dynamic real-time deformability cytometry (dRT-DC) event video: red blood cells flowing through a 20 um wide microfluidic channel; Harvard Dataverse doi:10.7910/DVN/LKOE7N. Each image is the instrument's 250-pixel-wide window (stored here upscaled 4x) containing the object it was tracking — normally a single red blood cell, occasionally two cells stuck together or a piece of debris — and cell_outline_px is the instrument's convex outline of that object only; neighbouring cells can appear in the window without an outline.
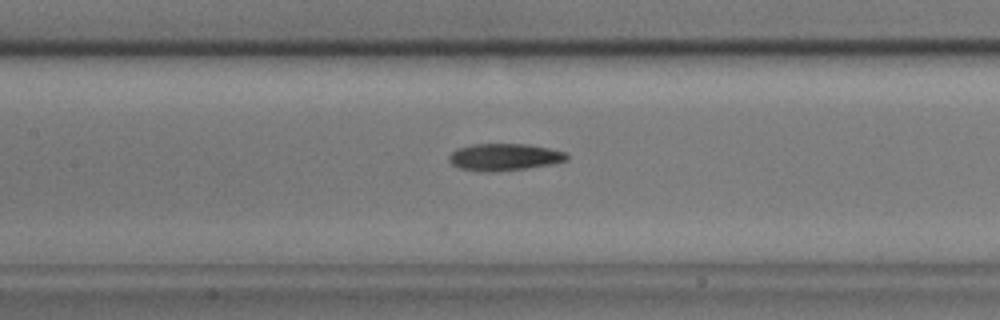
{"species": "common noctule bat (a hibernating species)", "species_latin": "Nyctalus noctula", "temperature_condition": "cold", "stored_images_in_passage": 32, "camera_frame_rate_fps": 3000, "um_per_image_px": 0.085, "animal": {"sex": "male", "body_mass_g": 17.9}, "frame": {"image": 1, "passage_image": 11, "time_ms": 3.333, "image_size_px": [1000, 320], "cell_outline_px": [[568, 160], [552, 164], [528, 168], [496, 172], [480, 172], [460, 168], [452, 164], [448, 160], [448, 156], [456, 148], [472, 144], [528, 144], [568, 152]], "centroid_in_image_um": [42.87, 13.35], "position_along_channel_um": 164.5, "area_um2": 18.84}}
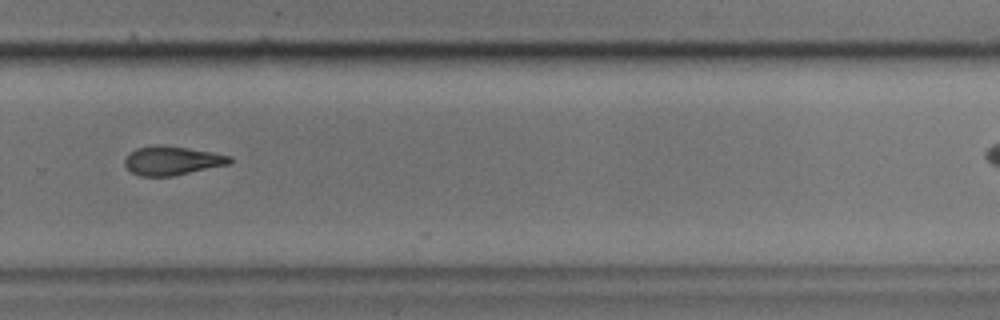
{"frame": {"image": 2, "passage_image": 24, "time_ms": 7.667, "image_size_px": [1000, 320], "cell_outline_px": [[232, 164], [172, 176], [140, 176], [132, 172], [124, 164], [124, 160], [128, 152], [136, 148], [152, 144], [156, 144], [188, 148], [212, 152], [232, 156]], "centroid_in_image_um": [14.63, 13.64], "position_along_channel_um": 315.2, "area_um2": 17.92}}
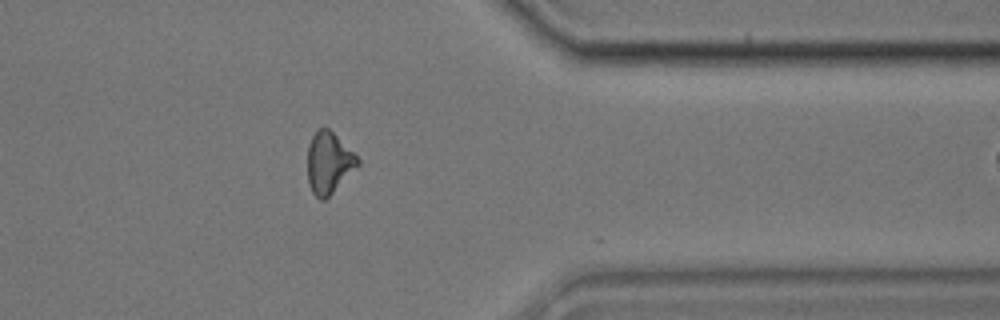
{"frame": {"image": 3, "passage_image": 31, "time_ms": 10.0, "image_size_px": [1000, 320], "cell_outline_px": [[360, 164], [324, 200], [320, 200], [312, 192], [308, 184], [308, 144], [312, 136], [324, 124], [360, 160]], "centroid_in_image_um": [27.92, 13.83], "position_along_channel_um": 383.5, "area_um2": 17.63}}